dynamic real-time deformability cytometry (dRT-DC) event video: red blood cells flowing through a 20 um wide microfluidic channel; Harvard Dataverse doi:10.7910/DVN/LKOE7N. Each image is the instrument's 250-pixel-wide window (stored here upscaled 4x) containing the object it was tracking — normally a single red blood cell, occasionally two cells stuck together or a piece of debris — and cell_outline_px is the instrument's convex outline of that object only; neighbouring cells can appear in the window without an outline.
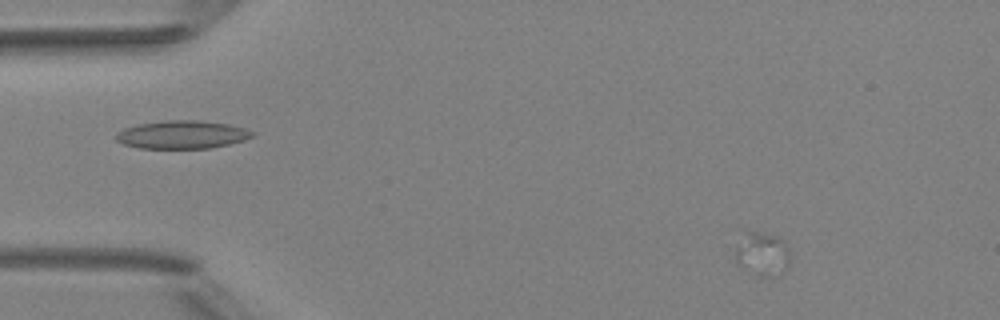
{"species": "Egyptian fruit bat (a non-hibernating species)", "species_latin": "Rousettus aegyptiacus", "temperature_condition": "room temperature", "stored_images_in_passage": 1, "camera_frame_rate_fps": 3000, "um_per_image_px": 0.085, "animal": {"sex": "female"}, "frame": {"image": 1, "passage_image": 1, "time_ms": 0.0, "image_size_px": [1000, 320], "cell_outline_px": [[788, 264], [780, 272], [768, 276], [764, 276], [740, 264], [736, 260], [736, 248], [748, 232], [764, 232], [776, 236], [788, 248]], "centroid_in_image_um": [64.81, 21.54], "position_along_channel_um": 20.2, "area_um2": 12.72}}